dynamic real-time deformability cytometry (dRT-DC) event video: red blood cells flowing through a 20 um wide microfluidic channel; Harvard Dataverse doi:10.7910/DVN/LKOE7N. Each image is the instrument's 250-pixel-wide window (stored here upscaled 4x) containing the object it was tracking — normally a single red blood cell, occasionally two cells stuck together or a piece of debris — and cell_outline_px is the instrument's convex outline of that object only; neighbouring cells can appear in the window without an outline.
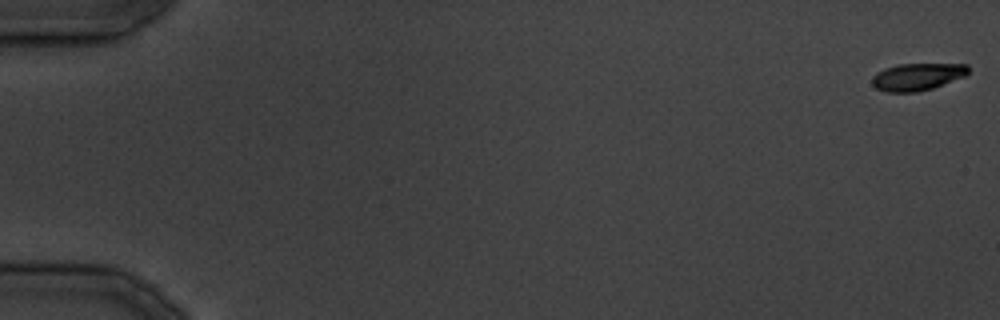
{"species": "common noctule bat (a hibernating species)", "species_latin": "Nyctalus noctula", "temperature_condition": "cold", "stored_images_in_passage": 11, "camera_frame_rate_fps": 3000, "um_per_image_px": 0.085, "animal": {"sex": "male", "body_mass_g": 19.5, "forearm_length_mm": 54.6}, "frame": {"image": 1, "passage_image": 1, "time_ms": 0.0, "image_size_px": [1000, 320], "cell_outline_px": [[968, 72], [964, 76], [932, 88], [916, 92], [888, 92], [876, 88], [872, 84], [872, 76], [876, 72], [884, 68], [896, 64], [968, 64]], "centroid_in_image_um": [77.92, 6.52], "position_along_channel_um": 7.1, "area_um2": 15.2}}